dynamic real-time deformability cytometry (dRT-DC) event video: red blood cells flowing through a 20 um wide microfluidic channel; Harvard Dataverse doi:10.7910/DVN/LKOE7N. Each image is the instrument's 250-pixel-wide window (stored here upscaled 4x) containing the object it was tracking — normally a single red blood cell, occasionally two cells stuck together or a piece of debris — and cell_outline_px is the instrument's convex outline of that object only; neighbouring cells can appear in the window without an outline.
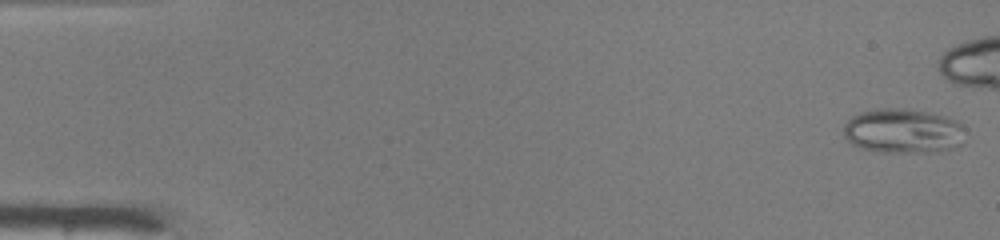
{"species": "common noctule bat (a hibernating species)", "species_latin": "Nyctalus noctula", "temperature_condition": "warm", "stored_images_in_passage": 40, "camera_frame_rate_fps": 3000, "um_per_image_px": 0.085, "animal": {"sex": "male", "body_mass_g": 19.0, "forearm_length_mm": 50.8}, "frame": {"image": 1, "passage_image": 1, "time_ms": 0.0, "image_size_px": [1000, 240], "cell_outline_px": [[968, 128], [960, 144], [952, 148], [936, 152], [880, 152], [860, 148], [852, 144], [844, 136], [844, 124], [852, 116], [860, 112], [876, 108], [904, 108], [928, 112], [944, 116], [956, 120]], "centroid_in_image_um": [76.78, 11.13], "position_along_channel_um": 8.2, "area_um2": 32.02}}
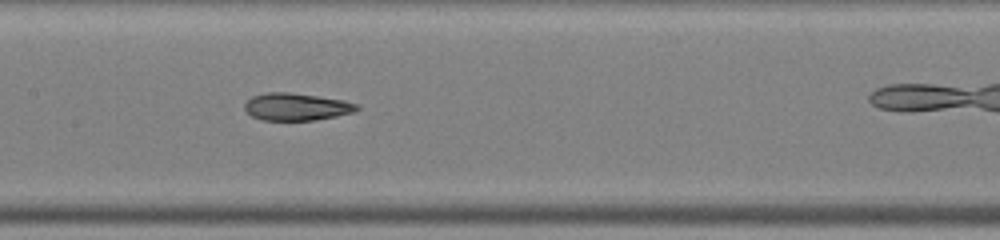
{"frame": {"image": 2, "passage_image": 24, "time_ms": 7.667, "image_size_px": [1000, 240], "cell_outline_px": [[360, 108], [352, 112], [336, 116], [316, 120], [260, 120], [252, 116], [244, 108], [244, 104], [252, 96], [268, 92], [288, 92], [344, 100], [360, 104]], "centroid_in_image_um": [25.2, 9.08], "position_along_channel_um": 182.2, "area_um2": 17.86}}
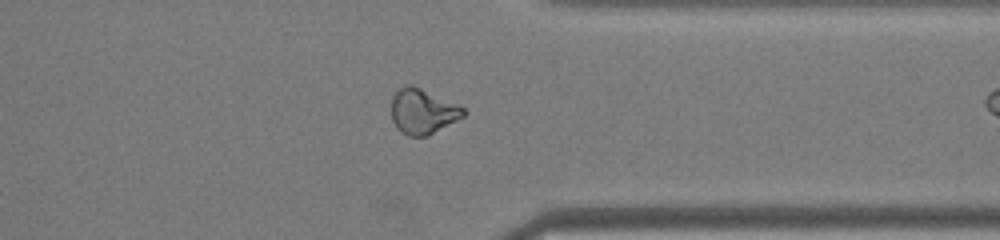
{"frame": {"image": 3, "passage_image": 38, "time_ms": 12.333, "image_size_px": [1000, 240], "cell_outline_px": [[468, 112], [464, 116], [428, 136], [408, 136], [400, 132], [396, 128], [392, 120], [392, 96], [400, 88], [408, 84], [412, 84], [456, 104], [464, 108]], "centroid_in_image_um": [35.92, 9.48], "position_along_channel_um": 375.5, "area_um2": 18.9}}